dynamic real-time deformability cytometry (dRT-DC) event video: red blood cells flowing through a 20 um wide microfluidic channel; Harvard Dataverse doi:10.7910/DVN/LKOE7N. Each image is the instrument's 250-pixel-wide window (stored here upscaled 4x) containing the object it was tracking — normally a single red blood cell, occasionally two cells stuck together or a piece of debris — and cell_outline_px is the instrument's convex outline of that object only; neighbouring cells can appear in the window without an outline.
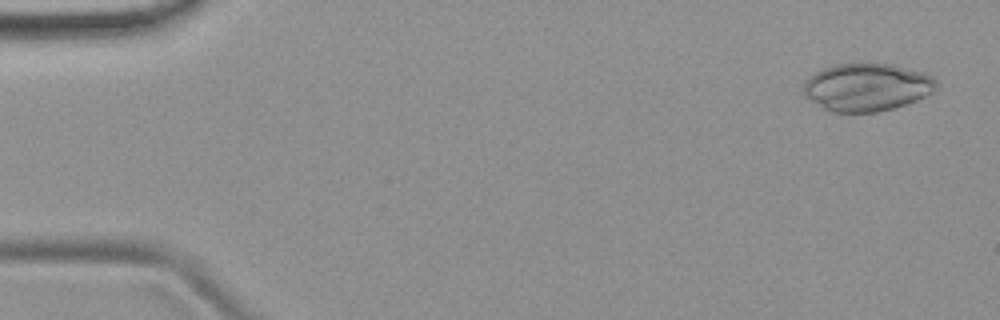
{"species": "common noctule bat (a hibernating species)", "species_latin": "Nyctalus noctula", "temperature_condition": "room temperature", "stored_images_in_passage": 51, "camera_frame_rate_fps": 3000, "um_per_image_px": 0.085, "animal": {"sex": "female", "body_mass_g": 19.9}, "frame": {"image": 1, "passage_image": 2, "time_ms": 0.333, "image_size_px": [1000, 320], "cell_outline_px": [[936, 88], [932, 92], [916, 100], [892, 108], [876, 112], [832, 112], [824, 108], [812, 100], [804, 92], [804, 80], [816, 72], [824, 68], [836, 64], [868, 60], [892, 64], [924, 72], [932, 76], [936, 80]], "centroid_in_image_um": [73.7, 7.36], "position_along_channel_um": 11.3, "area_um2": 37.28}}
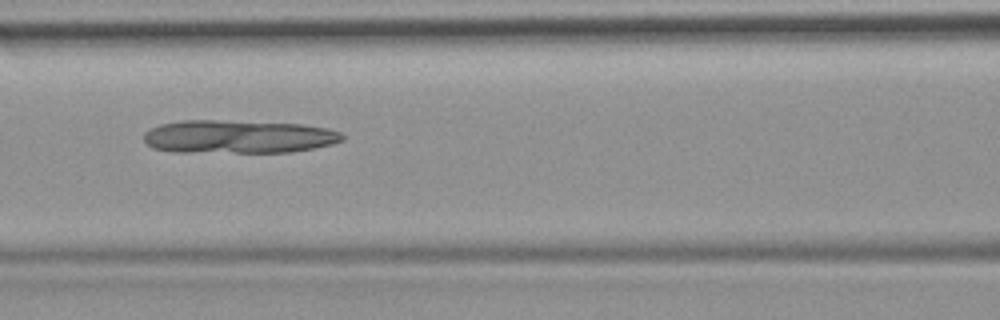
{"frame": {"image": 2, "passage_image": 22, "time_ms": 7.0, "image_size_px": [1000, 320], "cell_outline_px": [[344, 140], [332, 144], [312, 148], [288, 152], [176, 152], [152, 148], [144, 140], [144, 132], [160, 124], [180, 120], [216, 120], [300, 124], [328, 128], [340, 132], [344, 136]], "centroid_in_image_um": [20.24, 11.62], "position_along_channel_um": 146.4, "area_um2": 38.44}}
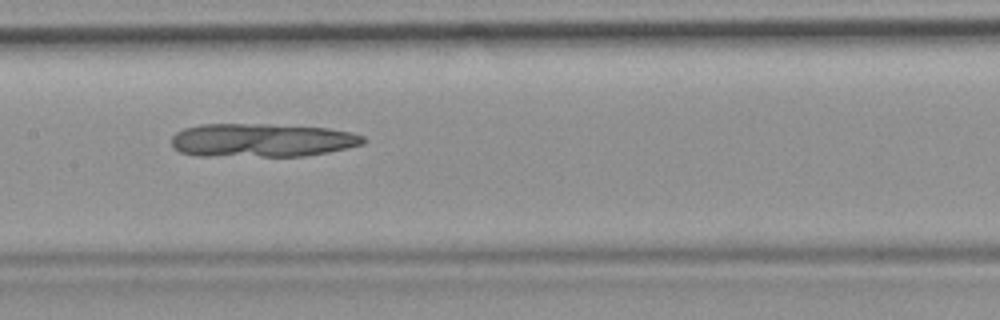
{"frame": {"image": 3, "passage_image": 25, "time_ms": 8.0, "image_size_px": [1000, 320], "cell_outline_px": [[368, 140], [364, 144], [328, 152], [304, 156], [196, 156], [180, 152], [172, 144], [172, 136], [176, 132], [184, 128], [200, 124], [268, 124], [328, 128], [352, 132], [364, 136]], "centroid_in_image_um": [22.27, 11.92], "position_along_channel_um": 185.1, "area_um2": 37.74}}